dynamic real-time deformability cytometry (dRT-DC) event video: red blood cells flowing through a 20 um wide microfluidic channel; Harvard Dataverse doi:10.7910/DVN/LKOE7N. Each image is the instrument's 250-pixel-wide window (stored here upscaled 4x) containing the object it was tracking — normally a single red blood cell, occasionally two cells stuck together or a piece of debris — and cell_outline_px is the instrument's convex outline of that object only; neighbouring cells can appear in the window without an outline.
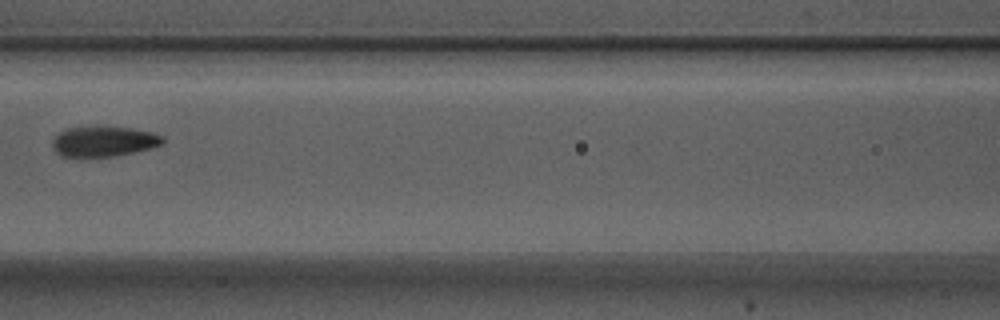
{"species": "Egyptian fruit bat (a non-hibernating species)", "species_latin": "Rousettus aegyptiacus", "temperature_condition": "warm", "stored_images_in_passage": 7, "camera_frame_rate_fps": 3000, "um_per_image_px": 0.085, "animal": {"sex": "male"}, "frame": {"image": 1, "passage_image": 7, "time_ms": 2.0, "image_size_px": [1000, 320], "cell_outline_px": [[164, 144], [116, 156], [60, 156], [52, 148], [52, 140], [64, 128], [128, 128], [152, 132], [164, 136]], "centroid_in_image_um": [8.81, 12.03], "position_along_channel_um": 157.8, "area_um2": 18.96}}